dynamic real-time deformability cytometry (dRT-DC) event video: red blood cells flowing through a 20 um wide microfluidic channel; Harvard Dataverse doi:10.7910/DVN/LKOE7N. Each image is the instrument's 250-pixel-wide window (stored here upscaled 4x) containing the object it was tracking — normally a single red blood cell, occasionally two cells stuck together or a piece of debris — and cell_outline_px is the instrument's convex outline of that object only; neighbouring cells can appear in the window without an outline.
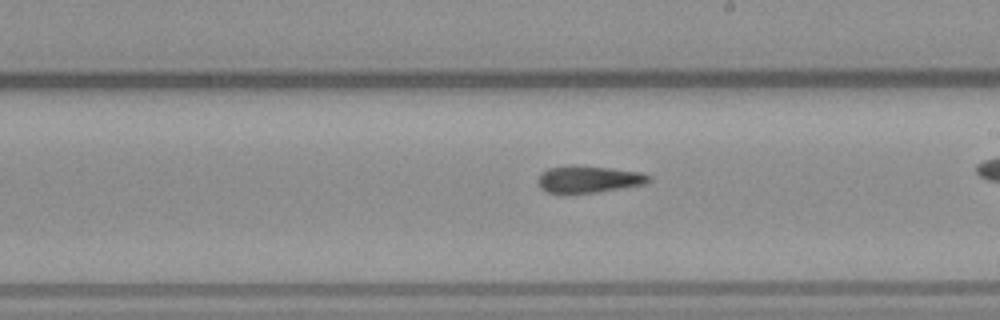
{"species": "common noctule bat (a hibernating species)", "species_latin": "Nyctalus noctula", "temperature_condition": "warm", "stored_images_in_passage": 36, "camera_frame_rate_fps": 3000, "um_per_image_px": 0.085, "animal": {"sex": "male", "body_mass_g": 23.1, "forearm_length_mm": 52.7}, "frame": {"image": 1, "passage_image": 26, "time_ms": 8.333, "image_size_px": [1000, 320], "cell_outline_px": [[652, 180], [648, 184], [600, 192], [560, 196], [544, 192], [540, 188], [536, 180], [540, 172], [548, 168], [568, 164], [576, 164], [640, 172], [652, 176]], "centroid_in_image_um": [49.96, 15.27], "position_along_channel_um": 239.0, "area_um2": 18.61}}